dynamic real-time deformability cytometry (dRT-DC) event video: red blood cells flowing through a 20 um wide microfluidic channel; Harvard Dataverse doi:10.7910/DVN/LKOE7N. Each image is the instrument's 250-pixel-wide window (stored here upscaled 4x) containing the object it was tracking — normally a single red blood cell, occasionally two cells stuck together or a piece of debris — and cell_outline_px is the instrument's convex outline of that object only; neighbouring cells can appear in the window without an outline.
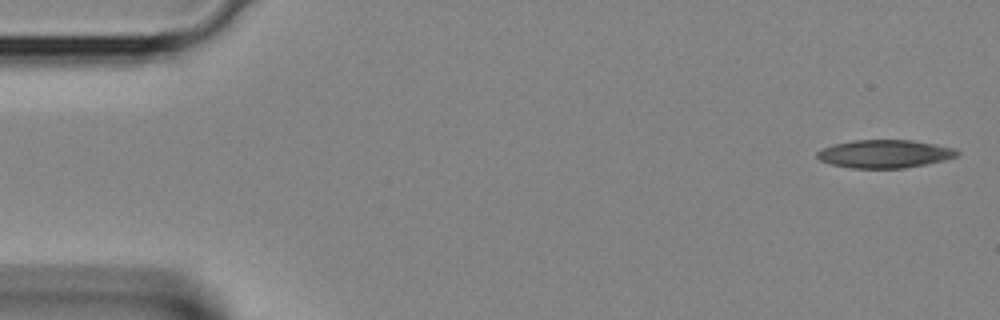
{"species": "Egyptian fruit bat (a non-hibernating species)", "species_latin": "Rousettus aegyptiacus", "temperature_condition": "room temperature", "stored_images_in_passage": 11, "camera_frame_rate_fps": 3000, "um_per_image_px": 0.085, "animal": {"sex": "female"}, "frame": {"image": 1, "passage_image": 1, "time_ms": 0.0, "image_size_px": [1000, 320], "cell_outline_px": [[960, 152], [956, 156], [944, 160], [904, 168], [852, 168], [828, 164], [820, 160], [816, 156], [816, 152], [832, 144], [852, 140], [912, 140], [936, 144], [956, 148]], "centroid_in_image_um": [75.18, 13.07], "position_along_channel_um": 9.8, "area_um2": 23.0}}
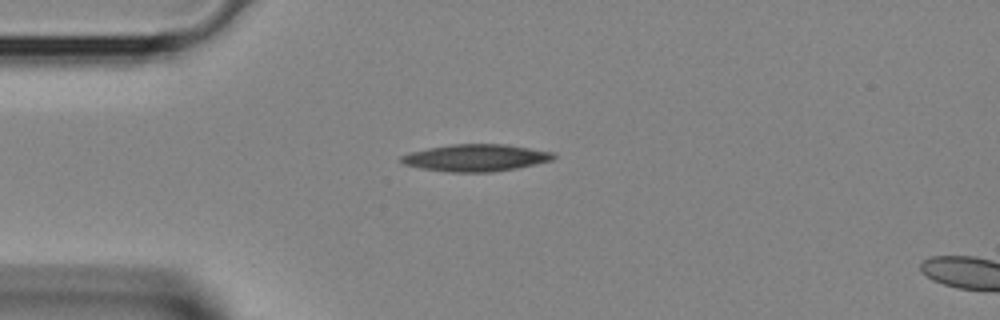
{"frame": {"image": 2, "passage_image": 9, "time_ms": 2.667, "image_size_px": [1000, 320], "cell_outline_px": [[556, 156], [552, 160], [536, 164], [516, 168], [492, 172], [452, 172], [420, 168], [400, 164], [396, 160], [400, 156], [412, 152], [428, 148], [452, 144], [504, 144], [552, 152]], "centroid_in_image_um": [40.37, 13.42], "position_along_channel_um": 44.6, "area_um2": 23.99}}